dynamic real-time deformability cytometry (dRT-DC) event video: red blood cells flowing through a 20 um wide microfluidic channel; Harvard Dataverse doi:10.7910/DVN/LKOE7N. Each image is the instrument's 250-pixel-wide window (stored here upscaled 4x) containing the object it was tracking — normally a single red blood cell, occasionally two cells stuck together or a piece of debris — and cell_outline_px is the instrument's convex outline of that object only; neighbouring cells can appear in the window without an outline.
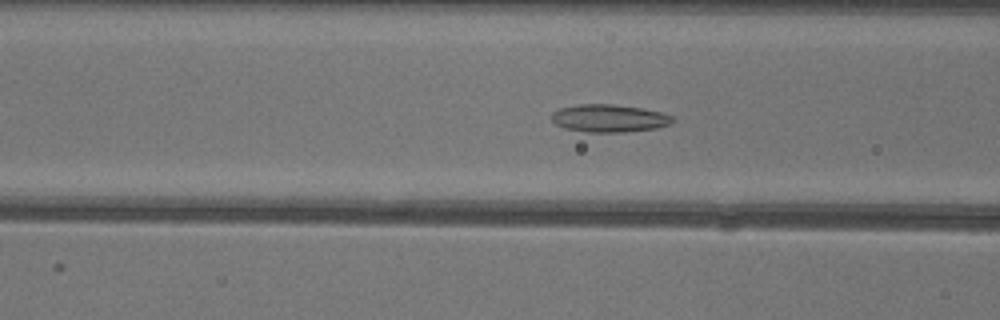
{"species": "common noctule bat (a hibernating species)", "species_latin": "Nyctalus noctula", "temperature_condition": "warm", "stored_images_in_passage": 49, "camera_frame_rate_fps": 3000, "um_per_image_px": 0.085, "animal": {"sex": "female"}, "frame": {"image": 1, "passage_image": 18, "time_ms": 5.667, "image_size_px": [1000, 320], "cell_outline_px": [[676, 120], [668, 124], [656, 128], [624, 132], [588, 132], [564, 128], [556, 124], [552, 120], [552, 112], [560, 108], [576, 104], [612, 104], [640, 108], [660, 112], [672, 116]], "centroid_in_image_um": [51.75, 10.05], "position_along_channel_um": 114.8, "area_um2": 19.42}}
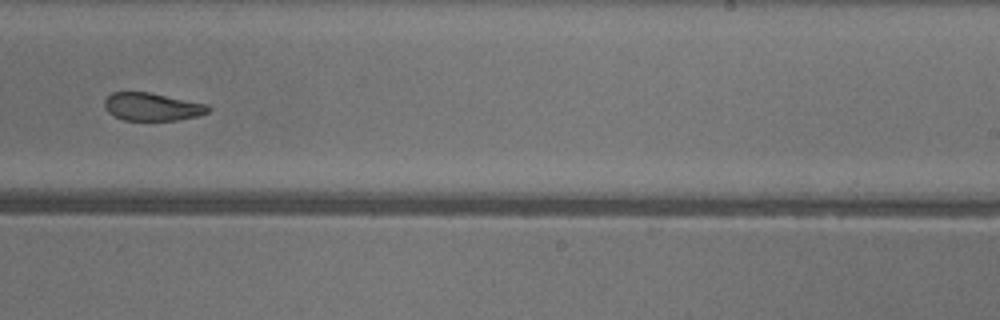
{"frame": {"image": 2, "passage_image": 30, "time_ms": 9.667, "image_size_px": [1000, 320], "cell_outline_px": [[212, 108], [208, 112], [196, 116], [176, 120], [124, 120], [108, 112], [104, 108], [104, 100], [112, 92], [148, 92], [208, 104]], "centroid_in_image_um": [12.93, 9.07], "position_along_channel_um": 276.1, "area_um2": 16.76}}
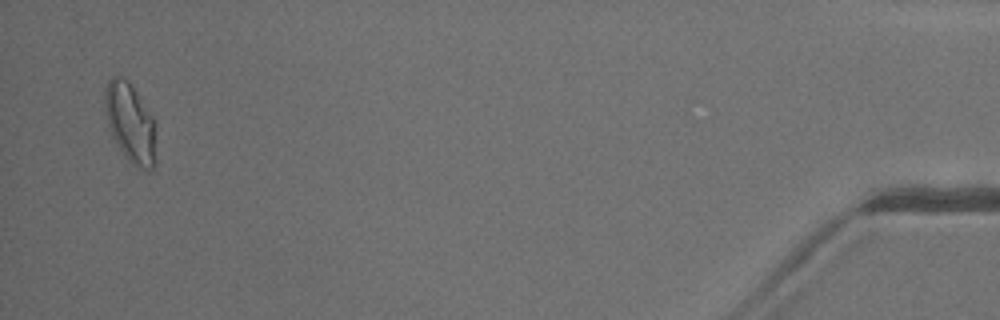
{"frame": {"image": 3, "passage_image": 48, "time_ms": 15.667, "image_size_px": [1000, 320], "cell_outline_px": [[156, 164], [152, 168], [140, 168], [132, 164], [120, 148], [112, 136], [104, 112], [104, 88], [108, 80], [112, 76], [120, 76], [128, 80], [152, 116], [156, 160]], "centroid_in_image_um": [11.03, 10.4], "position_along_channel_um": 424.2, "area_um2": 23.29}, "authors_computed_cell_mechanics": {"area_um2": 19.4208, "velocity_mm_per_s": 4.03, "shape_relaxation_time_tau1_ms": null, "shape_relaxation_time_tau2_ms": 2.6117, "deformation_change_tau1": null, "deformation_change_tau2": 0.0933}}